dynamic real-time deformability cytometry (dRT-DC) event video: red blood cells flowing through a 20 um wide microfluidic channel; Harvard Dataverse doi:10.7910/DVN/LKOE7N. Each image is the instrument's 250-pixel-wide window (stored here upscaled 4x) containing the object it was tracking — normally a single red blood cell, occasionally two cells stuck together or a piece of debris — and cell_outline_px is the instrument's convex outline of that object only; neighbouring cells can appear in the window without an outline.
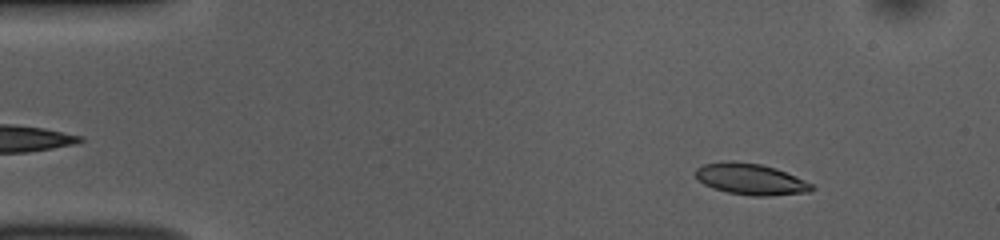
{"species": "common noctule bat (a hibernating species)", "species_latin": "Nyctalus noctula", "temperature_condition": "room temperature", "stored_images_in_passage": 51, "camera_frame_rate_fps": 3000, "um_per_image_px": 0.085, "animal": {"sex": "female", "body_mass_g": 10.0, "forearm_length_mm": 53.1}, "frame": {"image": 1, "passage_image": 6, "time_ms": 1.667, "image_size_px": [1000, 240], "cell_outline_px": [[816, 188], [808, 192], [772, 196], [752, 196], [728, 192], [712, 188], [704, 184], [696, 176], [696, 168], [704, 164], [732, 160], [760, 164], [776, 168], [796, 176], [812, 184]], "centroid_in_image_um": [63.83, 15.23], "position_along_channel_um": 21.2, "area_um2": 21.15}}
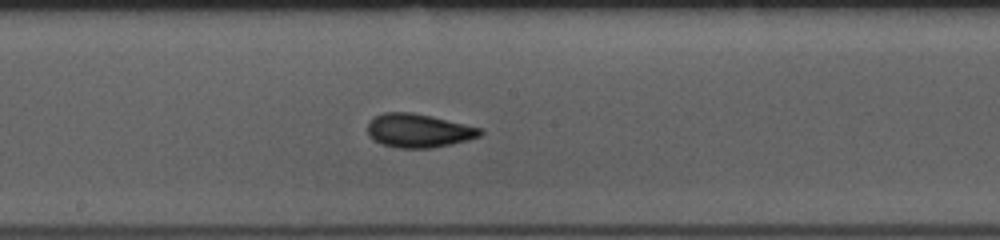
{"frame": {"image": 2, "passage_image": 27, "time_ms": 8.667, "image_size_px": [1000, 240], "cell_outline_px": [[484, 132], [480, 136], [468, 140], [452, 144], [432, 148], [400, 148], [380, 144], [368, 136], [368, 120], [384, 112], [412, 112], [432, 116], [480, 128]], "centroid_in_image_um": [35.55, 11.11], "position_along_channel_um": 212.6, "area_um2": 22.2}}
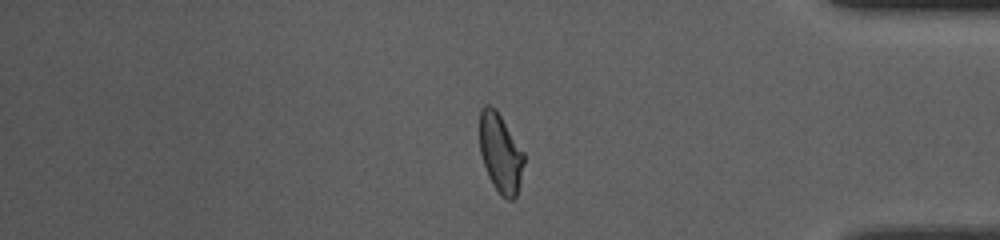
{"frame": {"image": 3, "passage_image": 43, "time_ms": 14.0, "image_size_px": [1000, 240], "cell_outline_px": [[524, 164], [516, 196], [512, 200], [508, 200], [500, 196], [492, 184], [488, 176], [480, 152], [480, 108], [484, 104], [492, 104], [496, 108], [524, 152]], "centroid_in_image_um": [42.53, 12.99], "position_along_channel_um": 392.7, "area_um2": 20.58}, "authors_computed_cell_mechanics": {"area_um2": 21.097, "velocity_mm_per_s": 3.8601, "shape_relaxation_time_tau1_ms": 3.2923, "shape_relaxation_time_tau2_ms": 1.7877, "deformation_change_tau1": 0.1316, "deformation_change_tau2": 0.0703}}